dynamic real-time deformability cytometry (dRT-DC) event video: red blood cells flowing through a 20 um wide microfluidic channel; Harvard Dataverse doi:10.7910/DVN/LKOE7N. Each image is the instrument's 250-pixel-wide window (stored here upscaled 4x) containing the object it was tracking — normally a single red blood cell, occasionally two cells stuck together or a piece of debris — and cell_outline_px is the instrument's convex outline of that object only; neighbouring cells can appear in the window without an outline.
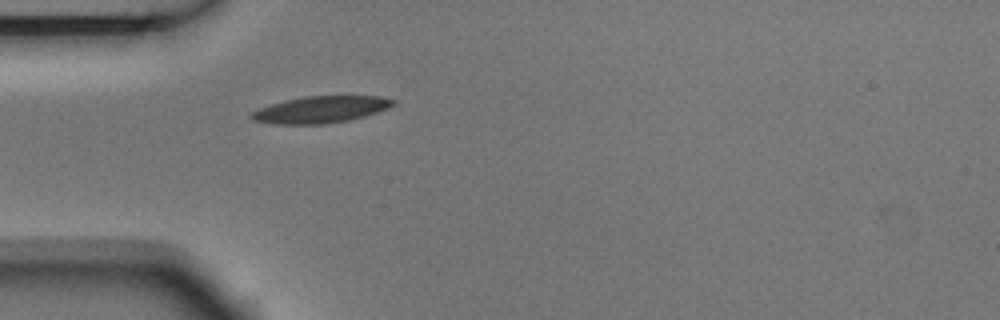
{"species": "Egyptian fruit bat (a non-hibernating species)", "species_latin": "Rousettus aegyptiacus", "temperature_condition": "room temperature", "stored_images_in_passage": 1, "camera_frame_rate_fps": 3000, "um_per_image_px": 0.085, "animal": {"sex": "male"}, "frame": {"image": 1, "passage_image": 1, "time_ms": 0.0, "image_size_px": [1000, 320], "cell_outline_px": [[396, 104], [388, 108], [364, 116], [348, 120], [324, 124], [272, 124], [252, 120], [248, 116], [252, 112], [260, 108], [284, 100], [304, 96], [380, 96], [396, 100]], "centroid_in_image_um": [27.25, 9.31], "position_along_channel_um": 57.8, "area_um2": 22.08}}